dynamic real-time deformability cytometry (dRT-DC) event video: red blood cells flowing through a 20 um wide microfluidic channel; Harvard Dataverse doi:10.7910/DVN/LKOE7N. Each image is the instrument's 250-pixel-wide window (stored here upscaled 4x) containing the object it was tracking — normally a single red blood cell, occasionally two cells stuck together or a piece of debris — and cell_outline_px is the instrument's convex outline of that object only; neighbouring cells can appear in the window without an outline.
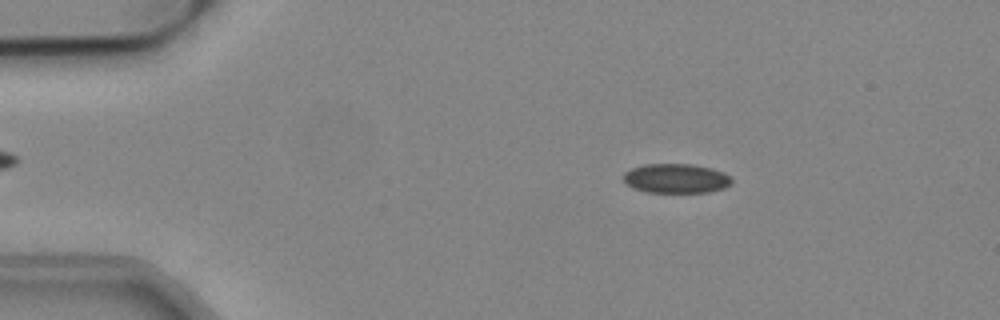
{"species": "common noctule bat (a hibernating species)", "species_latin": "Nyctalus noctula", "temperature_condition": "cold", "stored_images_in_passage": 16, "camera_frame_rate_fps": 3000, "um_per_image_px": 0.085, "animal": {"sex": "male", "body_mass_g": 19.2, "forearm_length_mm": 51.8}, "frame": {"image": 1, "passage_image": 9, "time_ms": 2.667, "image_size_px": [1000, 320], "cell_outline_px": [[732, 184], [724, 188], [708, 192], [648, 192], [636, 188], [628, 184], [624, 180], [624, 172], [632, 168], [644, 164], [692, 164], [712, 168], [724, 172], [732, 176]], "centroid_in_image_um": [57.53, 15.15], "position_along_channel_um": 27.5, "area_um2": 18.55}}